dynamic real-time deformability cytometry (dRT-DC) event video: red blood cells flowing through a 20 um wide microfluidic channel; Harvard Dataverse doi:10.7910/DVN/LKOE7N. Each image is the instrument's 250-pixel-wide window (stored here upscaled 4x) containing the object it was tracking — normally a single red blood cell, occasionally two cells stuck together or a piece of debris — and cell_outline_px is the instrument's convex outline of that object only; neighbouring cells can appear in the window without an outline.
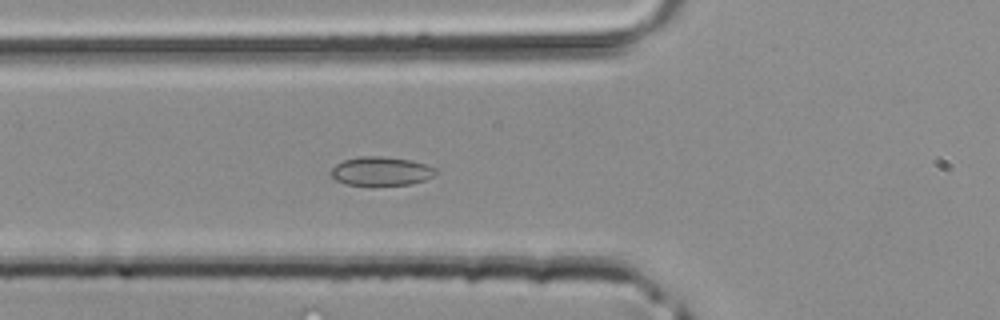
{"species": "common noctule bat (a hibernating species)", "species_latin": "Nyctalus noctula", "temperature_condition": "room temperature", "stored_images_in_passage": 32, "camera_frame_rate_fps": 3000, "um_per_image_px": 0.085, "animal": {"sex": "male", "body_mass_g": 20.4}, "frame": {"image": 1, "passage_image": 5, "time_ms": 1.333, "image_size_px": [1000, 320], "cell_outline_px": [[440, 172], [424, 180], [412, 184], [344, 184], [336, 180], [332, 176], [332, 168], [336, 164], [344, 160], [364, 156], [384, 156], [412, 160], [436, 168]], "centroid_in_image_um": [32.43, 14.53], "position_along_channel_um": 93.4, "area_um2": 17.34}}
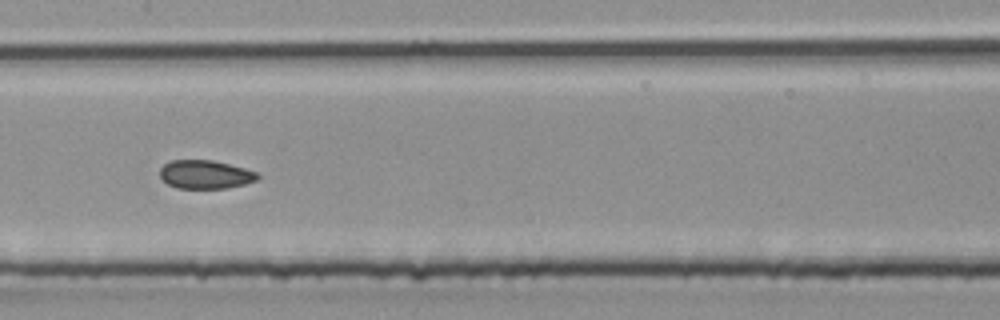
{"frame": {"image": 2, "passage_image": 11, "time_ms": 3.333, "image_size_px": [1000, 320], "cell_outline_px": [[260, 176], [256, 180], [244, 184], [228, 188], [176, 188], [168, 184], [160, 176], [160, 168], [164, 164], [172, 160], [212, 160], [244, 168], [256, 172]], "centroid_in_image_um": [17.44, 14.83], "position_along_channel_um": 190.0, "area_um2": 16.13}}
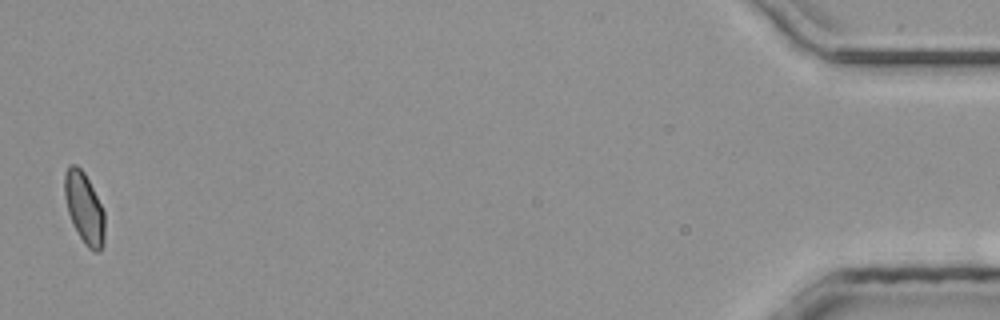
{"frame": {"image": 3, "passage_image": 32, "time_ms": 10.333, "image_size_px": [1000, 320], "cell_outline_px": [[104, 244], [100, 252], [92, 252], [84, 244], [72, 224], [68, 212], [64, 196], [64, 176], [68, 168], [72, 164], [76, 164], [84, 172], [104, 212]], "centroid_in_image_um": [7.16, 17.74], "position_along_channel_um": 428.0, "area_um2": 16.59}}